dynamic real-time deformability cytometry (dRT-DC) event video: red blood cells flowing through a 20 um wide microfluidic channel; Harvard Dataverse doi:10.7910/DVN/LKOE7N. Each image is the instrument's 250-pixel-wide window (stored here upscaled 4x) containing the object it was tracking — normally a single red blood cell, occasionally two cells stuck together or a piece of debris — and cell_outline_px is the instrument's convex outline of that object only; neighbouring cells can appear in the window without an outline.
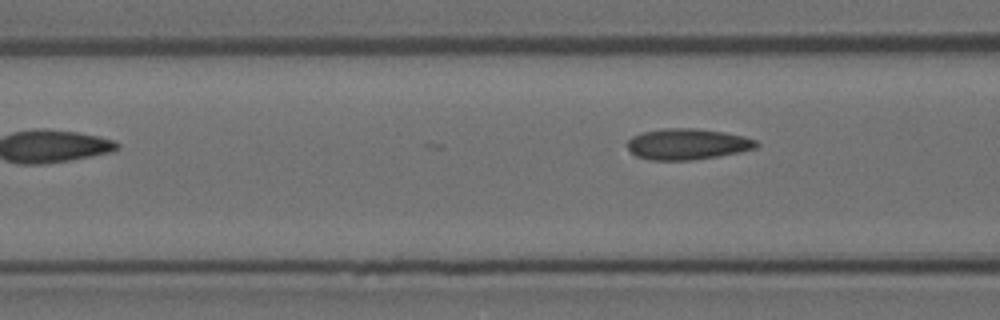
{"species": "Egyptian fruit bat (a non-hibernating species)", "species_latin": "Rousettus aegyptiacus", "temperature_condition": "room temperature", "stored_images_in_passage": 6, "camera_frame_rate_fps": 3000, "um_per_image_px": 0.085, "animal": {"sex": "female"}, "frame": {"image": 1, "passage_image": 6, "time_ms": 1.667, "image_size_px": [1000, 320], "cell_outline_px": [[760, 144], [756, 148], [740, 152], [692, 160], [652, 160], [636, 156], [628, 148], [628, 140], [632, 136], [644, 132], [664, 128], [692, 128], [724, 132], [744, 136], [756, 140]], "centroid_in_image_um": [58.45, 12.25], "position_along_channel_um": 108.2, "area_um2": 23.18}}